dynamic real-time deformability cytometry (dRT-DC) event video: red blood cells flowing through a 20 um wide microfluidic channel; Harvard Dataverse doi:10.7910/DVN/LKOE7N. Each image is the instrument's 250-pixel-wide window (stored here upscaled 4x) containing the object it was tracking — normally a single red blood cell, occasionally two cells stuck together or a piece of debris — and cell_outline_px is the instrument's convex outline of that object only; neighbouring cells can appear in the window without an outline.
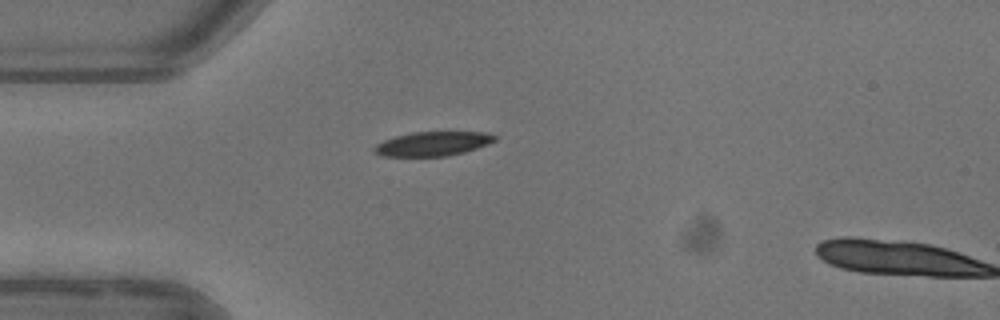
{"species": "common noctule bat (a hibernating species)", "species_latin": "Nyctalus noctula", "temperature_condition": "warm", "stored_images_in_passage": 2, "camera_frame_rate_fps": 3000, "um_per_image_px": 0.085, "animal": {"sex": "female"}, "frame": {"image": 1, "passage_image": 1, "time_ms": 0.0, "image_size_px": [1000, 320], "cell_outline_px": [[496, 140], [488, 144], [464, 152], [448, 156], [380, 156], [372, 148], [376, 144], [384, 140], [396, 136], [412, 132], [488, 132], [496, 136]], "centroid_in_image_um": [36.79, 12.22], "position_along_channel_um": 48.2, "area_um2": 16.99}}